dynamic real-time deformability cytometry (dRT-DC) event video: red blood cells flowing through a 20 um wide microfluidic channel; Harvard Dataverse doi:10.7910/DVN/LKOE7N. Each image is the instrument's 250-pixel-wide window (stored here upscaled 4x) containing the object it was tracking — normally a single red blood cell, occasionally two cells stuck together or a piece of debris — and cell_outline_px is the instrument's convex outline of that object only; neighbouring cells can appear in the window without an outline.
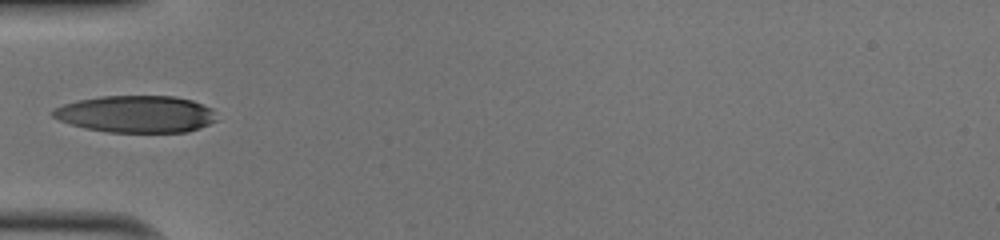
{"species": "human", "species_latin": "Homo sapiens", "temperature_condition": "cold", "stored_images_in_passage": 32, "camera_frame_rate_fps": 3000, "um_per_image_px": 0.085, "donor": {"sex": "male"}, "frame": {"image": 1, "passage_image": 1, "time_ms": 0.0, "image_size_px": [1000, 240], "cell_outline_px": [[216, 120], [200, 128], [188, 132], [108, 132], [84, 128], [60, 120], [52, 116], [52, 108], [76, 100], [100, 96], [172, 96], [192, 100], [212, 108]], "centroid_in_image_um": [11.55, 9.69], "position_along_channel_um": 73.5, "area_um2": 35.32}}
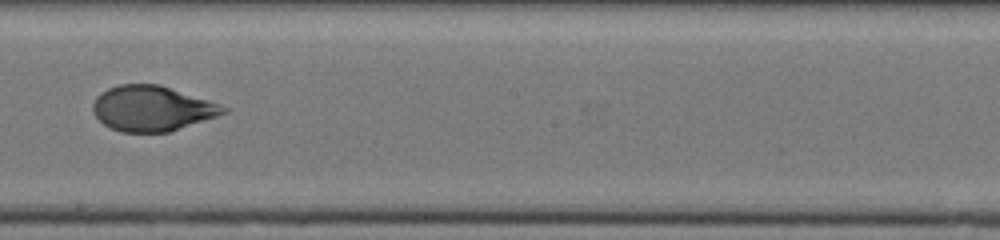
{"frame": {"image": 2, "passage_image": 13, "time_ms": 4.0, "image_size_px": [1000, 240], "cell_outline_px": [[228, 112], [168, 132], [120, 132], [104, 124], [92, 112], [92, 104], [96, 96], [100, 92], [108, 88], [120, 84], [160, 84], [220, 104], [228, 108]], "centroid_in_image_um": [12.89, 9.21], "position_along_channel_um": 235.3, "area_um2": 34.28}}
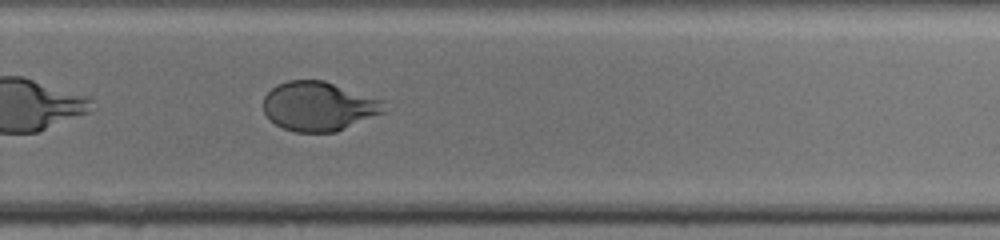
{"frame": {"image": 3, "passage_image": 18, "time_ms": 5.667, "image_size_px": [1000, 240], "cell_outline_px": [[384, 112], [336, 132], [296, 132], [284, 128], [276, 124], [264, 112], [264, 96], [276, 84], [288, 80], [324, 80], [384, 100]], "centroid_in_image_um": [27.09, 9.02], "position_along_channel_um": 302.7, "area_um2": 34.51}, "authors_computed_cell_mechanics": {"area_um2": 35.258, "velocity_mm_per_s": 4.0503, "shape_relaxation_time_tau1_ms": 5.9895, "shape_relaxation_time_tau2_ms": 0.7612, "deformation_change_tau1": 0.2207, "deformation_change_tau2": 0.0535}}